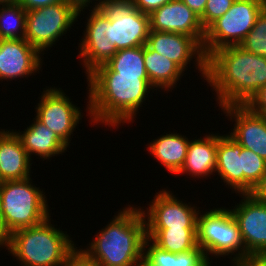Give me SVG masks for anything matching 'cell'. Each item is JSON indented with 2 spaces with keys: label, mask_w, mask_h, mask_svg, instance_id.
Listing matches in <instances>:
<instances>
[{
  "label": "cell",
  "mask_w": 266,
  "mask_h": 266,
  "mask_svg": "<svg viewBox=\"0 0 266 266\" xmlns=\"http://www.w3.org/2000/svg\"><path fill=\"white\" fill-rule=\"evenodd\" d=\"M86 79L88 104L85 111L91 119L89 123L113 129L133 123L142 104L152 96L148 94L156 90L149 79H140V75H117L106 64L95 68Z\"/></svg>",
  "instance_id": "1"
},
{
  "label": "cell",
  "mask_w": 266,
  "mask_h": 266,
  "mask_svg": "<svg viewBox=\"0 0 266 266\" xmlns=\"http://www.w3.org/2000/svg\"><path fill=\"white\" fill-rule=\"evenodd\" d=\"M208 87L219 107L246 105L266 85V57L227 46L207 58Z\"/></svg>",
  "instance_id": "2"
},
{
  "label": "cell",
  "mask_w": 266,
  "mask_h": 266,
  "mask_svg": "<svg viewBox=\"0 0 266 266\" xmlns=\"http://www.w3.org/2000/svg\"><path fill=\"white\" fill-rule=\"evenodd\" d=\"M135 206L120 209L78 252L95 266H142L146 223L141 206Z\"/></svg>",
  "instance_id": "3"
},
{
  "label": "cell",
  "mask_w": 266,
  "mask_h": 266,
  "mask_svg": "<svg viewBox=\"0 0 266 266\" xmlns=\"http://www.w3.org/2000/svg\"><path fill=\"white\" fill-rule=\"evenodd\" d=\"M51 219L10 234L7 252L19 266H63L78 251L72 237Z\"/></svg>",
  "instance_id": "4"
},
{
  "label": "cell",
  "mask_w": 266,
  "mask_h": 266,
  "mask_svg": "<svg viewBox=\"0 0 266 266\" xmlns=\"http://www.w3.org/2000/svg\"><path fill=\"white\" fill-rule=\"evenodd\" d=\"M31 178L1 182L0 214L10 234L39 225L51 217L45 192L35 186Z\"/></svg>",
  "instance_id": "5"
},
{
  "label": "cell",
  "mask_w": 266,
  "mask_h": 266,
  "mask_svg": "<svg viewBox=\"0 0 266 266\" xmlns=\"http://www.w3.org/2000/svg\"><path fill=\"white\" fill-rule=\"evenodd\" d=\"M208 210L199 211L196 228L197 244L204 251L207 259L209 261L211 259L212 263L215 257L217 260L218 257L228 256L229 263H232L244 257L241 233L230 212V207L229 209L228 207H213Z\"/></svg>",
  "instance_id": "6"
},
{
  "label": "cell",
  "mask_w": 266,
  "mask_h": 266,
  "mask_svg": "<svg viewBox=\"0 0 266 266\" xmlns=\"http://www.w3.org/2000/svg\"><path fill=\"white\" fill-rule=\"evenodd\" d=\"M266 7V0H235L230 9L205 29L202 43L208 58L214 51L239 46Z\"/></svg>",
  "instance_id": "7"
},
{
  "label": "cell",
  "mask_w": 266,
  "mask_h": 266,
  "mask_svg": "<svg viewBox=\"0 0 266 266\" xmlns=\"http://www.w3.org/2000/svg\"><path fill=\"white\" fill-rule=\"evenodd\" d=\"M77 19L78 10L65 1L27 11L25 40L44 55Z\"/></svg>",
  "instance_id": "8"
},
{
  "label": "cell",
  "mask_w": 266,
  "mask_h": 266,
  "mask_svg": "<svg viewBox=\"0 0 266 266\" xmlns=\"http://www.w3.org/2000/svg\"><path fill=\"white\" fill-rule=\"evenodd\" d=\"M98 8L110 19V43L117 51L146 44L149 15L136 9L132 0H100Z\"/></svg>",
  "instance_id": "9"
},
{
  "label": "cell",
  "mask_w": 266,
  "mask_h": 266,
  "mask_svg": "<svg viewBox=\"0 0 266 266\" xmlns=\"http://www.w3.org/2000/svg\"><path fill=\"white\" fill-rule=\"evenodd\" d=\"M35 109V118L52 130L68 147L71 146V135L78 129L84 114L64 90L46 86Z\"/></svg>",
  "instance_id": "10"
},
{
  "label": "cell",
  "mask_w": 266,
  "mask_h": 266,
  "mask_svg": "<svg viewBox=\"0 0 266 266\" xmlns=\"http://www.w3.org/2000/svg\"><path fill=\"white\" fill-rule=\"evenodd\" d=\"M90 9L77 55L82 60L86 76L98 66L106 64L117 52L110 43V19L98 7Z\"/></svg>",
  "instance_id": "11"
},
{
  "label": "cell",
  "mask_w": 266,
  "mask_h": 266,
  "mask_svg": "<svg viewBox=\"0 0 266 266\" xmlns=\"http://www.w3.org/2000/svg\"><path fill=\"white\" fill-rule=\"evenodd\" d=\"M145 46L176 63L184 72L193 63L200 77L206 82L207 58L202 44L196 39L180 33L150 30ZM198 68V69H197Z\"/></svg>",
  "instance_id": "12"
},
{
  "label": "cell",
  "mask_w": 266,
  "mask_h": 266,
  "mask_svg": "<svg viewBox=\"0 0 266 266\" xmlns=\"http://www.w3.org/2000/svg\"><path fill=\"white\" fill-rule=\"evenodd\" d=\"M146 209L141 207L146 228H197L199 207L180 200L170 189L156 192Z\"/></svg>",
  "instance_id": "13"
},
{
  "label": "cell",
  "mask_w": 266,
  "mask_h": 266,
  "mask_svg": "<svg viewBox=\"0 0 266 266\" xmlns=\"http://www.w3.org/2000/svg\"><path fill=\"white\" fill-rule=\"evenodd\" d=\"M238 195L242 199L231 207L230 212L241 233L244 256L266 255V203L257 201L248 193Z\"/></svg>",
  "instance_id": "14"
},
{
  "label": "cell",
  "mask_w": 266,
  "mask_h": 266,
  "mask_svg": "<svg viewBox=\"0 0 266 266\" xmlns=\"http://www.w3.org/2000/svg\"><path fill=\"white\" fill-rule=\"evenodd\" d=\"M220 108L228 120L235 122L228 135L266 161V116L255 114L246 105Z\"/></svg>",
  "instance_id": "15"
},
{
  "label": "cell",
  "mask_w": 266,
  "mask_h": 266,
  "mask_svg": "<svg viewBox=\"0 0 266 266\" xmlns=\"http://www.w3.org/2000/svg\"><path fill=\"white\" fill-rule=\"evenodd\" d=\"M41 56L43 55L25 39H1L0 81L8 82L40 73L43 65Z\"/></svg>",
  "instance_id": "16"
},
{
  "label": "cell",
  "mask_w": 266,
  "mask_h": 266,
  "mask_svg": "<svg viewBox=\"0 0 266 266\" xmlns=\"http://www.w3.org/2000/svg\"><path fill=\"white\" fill-rule=\"evenodd\" d=\"M149 23L150 30L180 33L203 43L205 29L200 17L181 0H171L153 11Z\"/></svg>",
  "instance_id": "17"
},
{
  "label": "cell",
  "mask_w": 266,
  "mask_h": 266,
  "mask_svg": "<svg viewBox=\"0 0 266 266\" xmlns=\"http://www.w3.org/2000/svg\"><path fill=\"white\" fill-rule=\"evenodd\" d=\"M31 162L13 129H0V180L5 182L31 177Z\"/></svg>",
  "instance_id": "18"
},
{
  "label": "cell",
  "mask_w": 266,
  "mask_h": 266,
  "mask_svg": "<svg viewBox=\"0 0 266 266\" xmlns=\"http://www.w3.org/2000/svg\"><path fill=\"white\" fill-rule=\"evenodd\" d=\"M190 140L187 155L178 175L207 178L215 175L217 160L218 133H209L197 139Z\"/></svg>",
  "instance_id": "19"
},
{
  "label": "cell",
  "mask_w": 266,
  "mask_h": 266,
  "mask_svg": "<svg viewBox=\"0 0 266 266\" xmlns=\"http://www.w3.org/2000/svg\"><path fill=\"white\" fill-rule=\"evenodd\" d=\"M32 121L24 131L13 130L32 161V155L38 156L43 161L46 159L51 161V157L66 153L68 146L52 130L36 118Z\"/></svg>",
  "instance_id": "20"
},
{
  "label": "cell",
  "mask_w": 266,
  "mask_h": 266,
  "mask_svg": "<svg viewBox=\"0 0 266 266\" xmlns=\"http://www.w3.org/2000/svg\"><path fill=\"white\" fill-rule=\"evenodd\" d=\"M242 146L228 134L218 133L217 160L215 175L233 193L241 194V157ZM235 191V192H234Z\"/></svg>",
  "instance_id": "21"
},
{
  "label": "cell",
  "mask_w": 266,
  "mask_h": 266,
  "mask_svg": "<svg viewBox=\"0 0 266 266\" xmlns=\"http://www.w3.org/2000/svg\"><path fill=\"white\" fill-rule=\"evenodd\" d=\"M165 134L149 142L147 151L161 163V166L177 176L184 164L190 138L174 131Z\"/></svg>",
  "instance_id": "22"
},
{
  "label": "cell",
  "mask_w": 266,
  "mask_h": 266,
  "mask_svg": "<svg viewBox=\"0 0 266 266\" xmlns=\"http://www.w3.org/2000/svg\"><path fill=\"white\" fill-rule=\"evenodd\" d=\"M144 64L151 86L169 92L176 88L184 71L173 61L144 45ZM178 82V83H177Z\"/></svg>",
  "instance_id": "23"
},
{
  "label": "cell",
  "mask_w": 266,
  "mask_h": 266,
  "mask_svg": "<svg viewBox=\"0 0 266 266\" xmlns=\"http://www.w3.org/2000/svg\"><path fill=\"white\" fill-rule=\"evenodd\" d=\"M142 266H211L204 253L198 246L183 253H171L156 246L146 238L143 246Z\"/></svg>",
  "instance_id": "24"
},
{
  "label": "cell",
  "mask_w": 266,
  "mask_h": 266,
  "mask_svg": "<svg viewBox=\"0 0 266 266\" xmlns=\"http://www.w3.org/2000/svg\"><path fill=\"white\" fill-rule=\"evenodd\" d=\"M146 237L159 248L176 254L198 247L196 228H146Z\"/></svg>",
  "instance_id": "25"
},
{
  "label": "cell",
  "mask_w": 266,
  "mask_h": 266,
  "mask_svg": "<svg viewBox=\"0 0 266 266\" xmlns=\"http://www.w3.org/2000/svg\"><path fill=\"white\" fill-rule=\"evenodd\" d=\"M106 65L117 75H140V79H149L144 64V45L118 50Z\"/></svg>",
  "instance_id": "26"
},
{
  "label": "cell",
  "mask_w": 266,
  "mask_h": 266,
  "mask_svg": "<svg viewBox=\"0 0 266 266\" xmlns=\"http://www.w3.org/2000/svg\"><path fill=\"white\" fill-rule=\"evenodd\" d=\"M26 16L18 3L0 4V40L25 39Z\"/></svg>",
  "instance_id": "27"
},
{
  "label": "cell",
  "mask_w": 266,
  "mask_h": 266,
  "mask_svg": "<svg viewBox=\"0 0 266 266\" xmlns=\"http://www.w3.org/2000/svg\"><path fill=\"white\" fill-rule=\"evenodd\" d=\"M241 157V194L249 193L253 186L266 174V161L242 148Z\"/></svg>",
  "instance_id": "28"
},
{
  "label": "cell",
  "mask_w": 266,
  "mask_h": 266,
  "mask_svg": "<svg viewBox=\"0 0 266 266\" xmlns=\"http://www.w3.org/2000/svg\"><path fill=\"white\" fill-rule=\"evenodd\" d=\"M239 46L247 52L266 57V7L259 14L254 27Z\"/></svg>",
  "instance_id": "29"
},
{
  "label": "cell",
  "mask_w": 266,
  "mask_h": 266,
  "mask_svg": "<svg viewBox=\"0 0 266 266\" xmlns=\"http://www.w3.org/2000/svg\"><path fill=\"white\" fill-rule=\"evenodd\" d=\"M235 0H207L204 13L200 20L204 29H206L217 18L222 17L232 6Z\"/></svg>",
  "instance_id": "30"
},
{
  "label": "cell",
  "mask_w": 266,
  "mask_h": 266,
  "mask_svg": "<svg viewBox=\"0 0 266 266\" xmlns=\"http://www.w3.org/2000/svg\"><path fill=\"white\" fill-rule=\"evenodd\" d=\"M246 106L255 114L266 116V85L258 90Z\"/></svg>",
  "instance_id": "31"
},
{
  "label": "cell",
  "mask_w": 266,
  "mask_h": 266,
  "mask_svg": "<svg viewBox=\"0 0 266 266\" xmlns=\"http://www.w3.org/2000/svg\"><path fill=\"white\" fill-rule=\"evenodd\" d=\"M134 6L139 11L150 15L153 11L157 10L164 4L168 3L171 0H132Z\"/></svg>",
  "instance_id": "32"
},
{
  "label": "cell",
  "mask_w": 266,
  "mask_h": 266,
  "mask_svg": "<svg viewBox=\"0 0 266 266\" xmlns=\"http://www.w3.org/2000/svg\"><path fill=\"white\" fill-rule=\"evenodd\" d=\"M231 266H266V255H245L234 260Z\"/></svg>",
  "instance_id": "33"
},
{
  "label": "cell",
  "mask_w": 266,
  "mask_h": 266,
  "mask_svg": "<svg viewBox=\"0 0 266 266\" xmlns=\"http://www.w3.org/2000/svg\"><path fill=\"white\" fill-rule=\"evenodd\" d=\"M64 1L65 0H17V3L26 11H30Z\"/></svg>",
  "instance_id": "34"
},
{
  "label": "cell",
  "mask_w": 266,
  "mask_h": 266,
  "mask_svg": "<svg viewBox=\"0 0 266 266\" xmlns=\"http://www.w3.org/2000/svg\"><path fill=\"white\" fill-rule=\"evenodd\" d=\"M248 194L257 201L266 203V174L253 186Z\"/></svg>",
  "instance_id": "35"
},
{
  "label": "cell",
  "mask_w": 266,
  "mask_h": 266,
  "mask_svg": "<svg viewBox=\"0 0 266 266\" xmlns=\"http://www.w3.org/2000/svg\"><path fill=\"white\" fill-rule=\"evenodd\" d=\"M65 2L73 5L78 10V16H80V14L82 15V13H84V11L86 10V8L87 9H88V7L91 8L90 3L92 5L94 4L92 6V8L98 7L100 0H65ZM81 11H82V13H81Z\"/></svg>",
  "instance_id": "36"
},
{
  "label": "cell",
  "mask_w": 266,
  "mask_h": 266,
  "mask_svg": "<svg viewBox=\"0 0 266 266\" xmlns=\"http://www.w3.org/2000/svg\"><path fill=\"white\" fill-rule=\"evenodd\" d=\"M192 11H194L199 17L204 13L207 0H181Z\"/></svg>",
  "instance_id": "37"
},
{
  "label": "cell",
  "mask_w": 266,
  "mask_h": 266,
  "mask_svg": "<svg viewBox=\"0 0 266 266\" xmlns=\"http://www.w3.org/2000/svg\"><path fill=\"white\" fill-rule=\"evenodd\" d=\"M63 266H95L87 261L78 251Z\"/></svg>",
  "instance_id": "38"
},
{
  "label": "cell",
  "mask_w": 266,
  "mask_h": 266,
  "mask_svg": "<svg viewBox=\"0 0 266 266\" xmlns=\"http://www.w3.org/2000/svg\"><path fill=\"white\" fill-rule=\"evenodd\" d=\"M9 242H10V233L6 230L0 214V249L4 248L8 250Z\"/></svg>",
  "instance_id": "39"
},
{
  "label": "cell",
  "mask_w": 266,
  "mask_h": 266,
  "mask_svg": "<svg viewBox=\"0 0 266 266\" xmlns=\"http://www.w3.org/2000/svg\"><path fill=\"white\" fill-rule=\"evenodd\" d=\"M17 3V0H0V4H13Z\"/></svg>",
  "instance_id": "40"
}]
</instances>
